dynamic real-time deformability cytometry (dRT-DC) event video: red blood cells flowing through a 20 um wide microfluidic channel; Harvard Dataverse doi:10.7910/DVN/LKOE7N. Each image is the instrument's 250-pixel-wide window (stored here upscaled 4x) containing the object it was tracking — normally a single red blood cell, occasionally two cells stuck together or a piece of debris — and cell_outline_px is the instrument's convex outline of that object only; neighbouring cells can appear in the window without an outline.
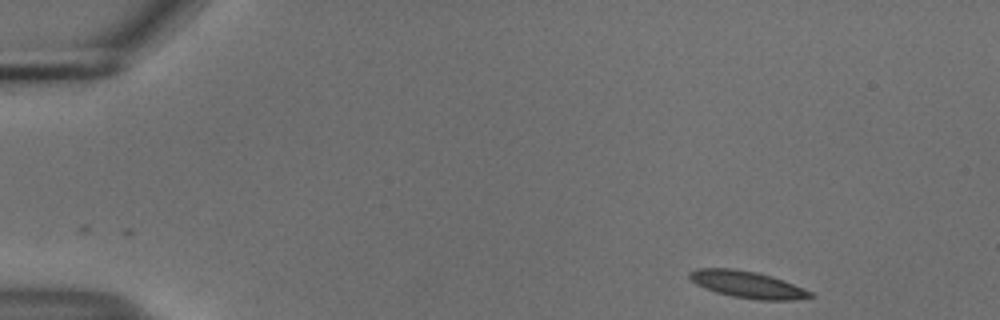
{"species": "common noctule bat (a hibernating species)", "species_latin": "Nyctalus noctula", "temperature_condition": "cold", "stored_images_in_passage": 11, "camera_frame_rate_fps": 3000, "um_per_image_px": 0.085, "animal": {"sex": "male", "body_mass_g": 18.8}, "frame": {"image": 1, "passage_image": 1, "time_ms": 0.0, "image_size_px": [1000, 320], "cell_outline_px": [[816, 296], [792, 300], [760, 300], [732, 296], [716, 292], [704, 288], [696, 284], [688, 276], [688, 272], [696, 268], [736, 268], [760, 272], [784, 280], [804, 288], [812, 292]], "centroid_in_image_um": [63.53, 24.17], "position_along_channel_um": 21.5, "area_um2": 19.13}}